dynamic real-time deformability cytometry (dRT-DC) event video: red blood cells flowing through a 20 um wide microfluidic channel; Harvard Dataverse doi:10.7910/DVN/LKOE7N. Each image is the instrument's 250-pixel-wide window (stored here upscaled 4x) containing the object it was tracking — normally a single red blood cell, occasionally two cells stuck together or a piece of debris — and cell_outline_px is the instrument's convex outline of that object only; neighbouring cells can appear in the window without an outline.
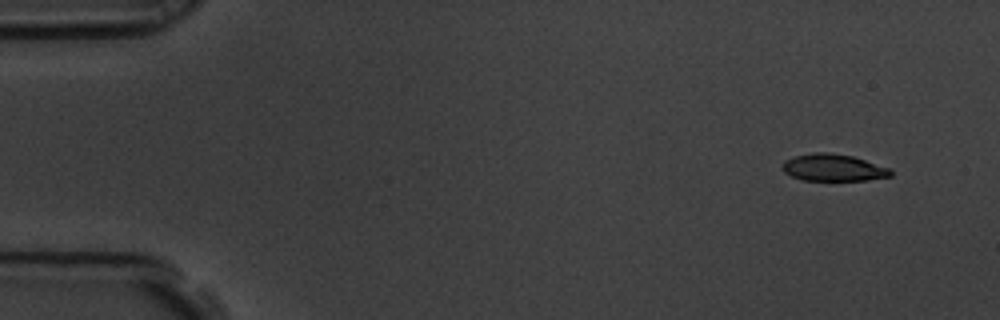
{"species": "common noctule bat (a hibernating species)", "species_latin": "Nyctalus noctula", "temperature_condition": "room temperature", "stored_images_in_passage": 4, "camera_frame_rate_fps": 3000, "um_per_image_px": 0.085, "animal": {"sex": "male", "body_mass_g": 19.5, "forearm_length_mm": 54.6}, "frame": {"image": 1, "passage_image": 1, "time_ms": 0.0, "image_size_px": [1000, 320], "cell_outline_px": [[892, 176], [868, 180], [800, 180], [784, 172], [780, 168], [784, 160], [796, 156], [816, 152], [828, 152], [852, 156], [888, 168], [892, 172]], "centroid_in_image_um": [70.78, 14.25], "position_along_channel_um": 14.2, "area_um2": 16.94}}
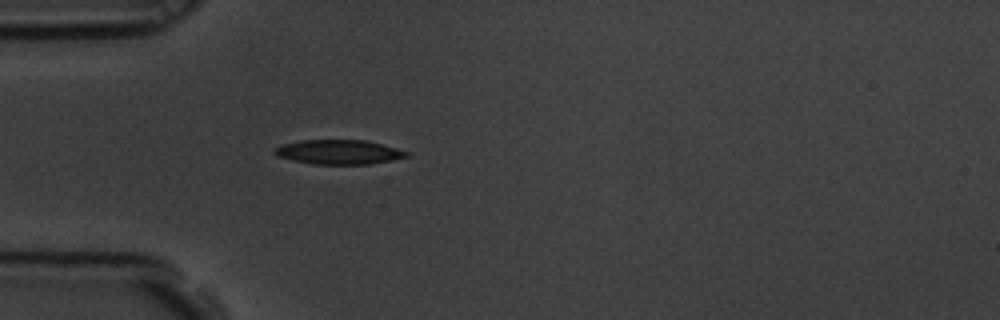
{"frame": {"image": 2, "passage_image": 4, "time_ms": 1.0, "image_size_px": [1000, 320], "cell_outline_px": [[408, 156], [368, 164], [312, 164], [292, 160], [276, 156], [272, 152], [272, 148], [284, 144], [300, 140], [364, 140], [396, 148], [408, 152]], "centroid_in_image_um": [28.7, 12.92], "position_along_channel_um": 56.3, "area_um2": 18.61}}